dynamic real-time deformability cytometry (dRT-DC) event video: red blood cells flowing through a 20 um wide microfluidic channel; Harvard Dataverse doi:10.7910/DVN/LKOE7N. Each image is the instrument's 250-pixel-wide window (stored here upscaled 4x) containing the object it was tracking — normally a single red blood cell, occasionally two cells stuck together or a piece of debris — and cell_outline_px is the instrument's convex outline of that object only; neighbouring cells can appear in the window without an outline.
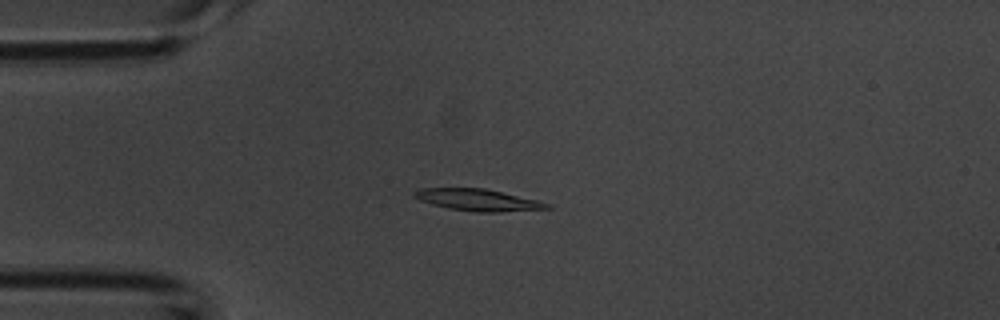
{"species": "common noctule bat (a hibernating species)", "species_latin": "Nyctalus noctula", "temperature_condition": "room temperature", "stored_images_in_passage": 42, "camera_frame_rate_fps": 3000, "um_per_image_px": 0.085, "animal": {"sex": "male", "body_mass_g": 20.1, "forearm_length_mm": 53.5}, "frame": {"image": 1, "passage_image": 2, "time_ms": 0.333, "image_size_px": [1000, 320], "cell_outline_px": [[552, 208], [500, 212], [476, 212], [448, 208], [432, 204], [420, 200], [412, 196], [412, 192], [420, 188], [484, 188], [536, 200], [548, 204]], "centroid_in_image_um": [40.56, 16.99], "position_along_channel_um": 44.4, "area_um2": 16.65}}
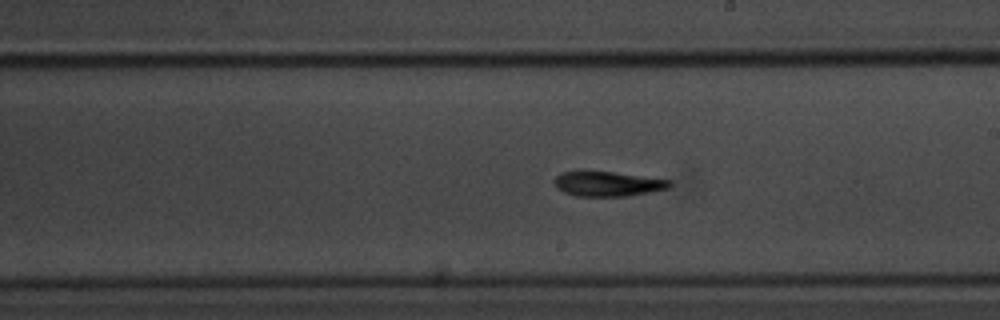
{"frame": {"image": 2, "passage_image": 19, "time_ms": 6.0, "image_size_px": [1000, 320], "cell_outline_px": [[672, 184], [668, 188], [628, 196], [576, 196], [564, 192], [556, 188], [552, 180], [560, 172], [580, 168], [584, 168], [672, 180]], "centroid_in_image_um": [51.54, 15.58], "position_along_channel_um": 237.5, "area_um2": 17.4}}
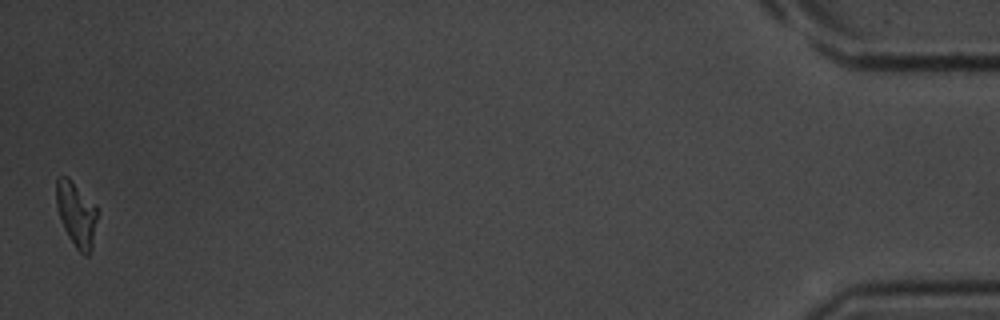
{"frame": {"image": 3, "passage_image": 42, "time_ms": 13.667, "image_size_px": [1000, 320], "cell_outline_px": [[100, 212], [92, 248], [88, 256], [84, 256], [76, 248], [68, 236], [64, 228], [56, 204], [56, 180], [60, 176], [68, 176], [96, 204]], "centroid_in_image_um": [6.55, 18.2], "position_along_channel_um": 428.7, "area_um2": 15.95}, "authors_computed_cell_mechanics": {"area_um2": 16.6464, "velocity_mm_per_s": 3.7193, "shape_relaxation_time_tau1_ms": 2.6667, "shape_relaxation_time_tau2_ms": 2.9581, "deformation_change_tau1": 0.1319, "deformation_change_tau2": 0.1013}}